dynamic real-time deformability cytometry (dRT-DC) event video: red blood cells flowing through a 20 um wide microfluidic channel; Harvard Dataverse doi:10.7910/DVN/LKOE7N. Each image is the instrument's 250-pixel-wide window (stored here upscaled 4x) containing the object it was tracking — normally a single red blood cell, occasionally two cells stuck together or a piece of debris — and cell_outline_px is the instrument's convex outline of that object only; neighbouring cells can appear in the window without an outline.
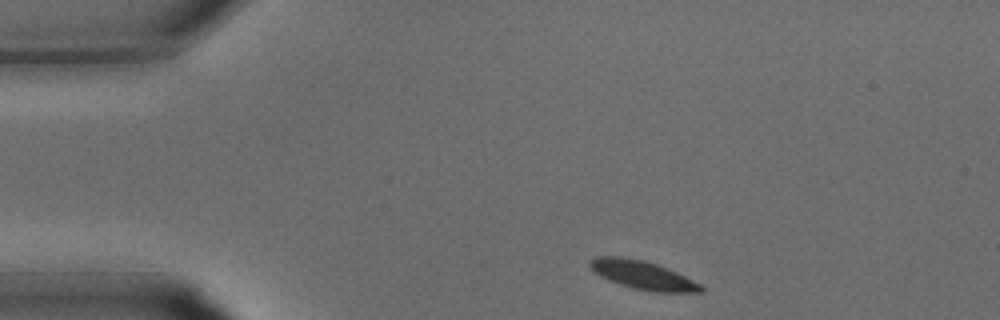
{"species": "common noctule bat (a hibernating species)", "species_latin": "Nyctalus noctula", "temperature_condition": "warm", "stored_images_in_passage": 28, "camera_frame_rate_fps": 3000, "um_per_image_px": 0.085, "animal": {"sex": "male", "body_mass_g": 15.6}, "frame": {"image": 1, "passage_image": 1, "time_ms": 0.0, "image_size_px": [1000, 320], "cell_outline_px": [[704, 292], [656, 292], [632, 288], [608, 280], [600, 276], [588, 264], [588, 260], [596, 256], [620, 256], [644, 260], [668, 268], [700, 284], [704, 288]], "centroid_in_image_um": [54.61, 23.37], "position_along_channel_um": 30.4, "area_um2": 18.38}}
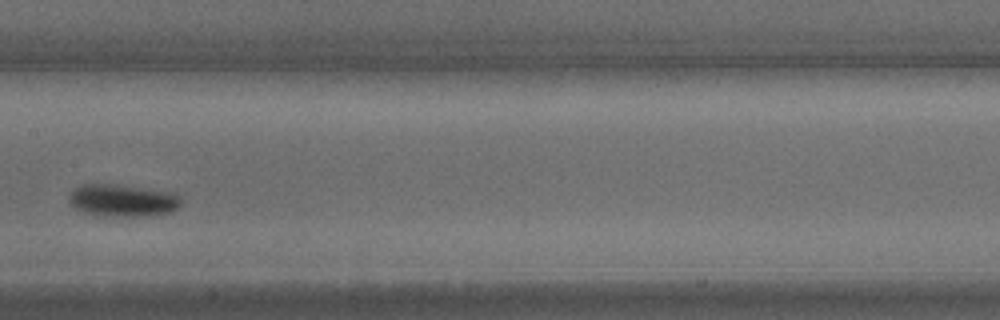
{"frame": {"image": 2, "passage_image": 12, "time_ms": 3.667, "image_size_px": [1000, 320], "cell_outline_px": [[180, 204], [176, 208], [168, 212], [136, 216], [92, 216], [80, 212], [68, 200], [68, 196], [72, 188], [80, 184], [108, 184], [176, 192], [180, 200]], "centroid_in_image_um": [10.32, 17.03], "position_along_channel_um": 197.1, "area_um2": 21.1}}
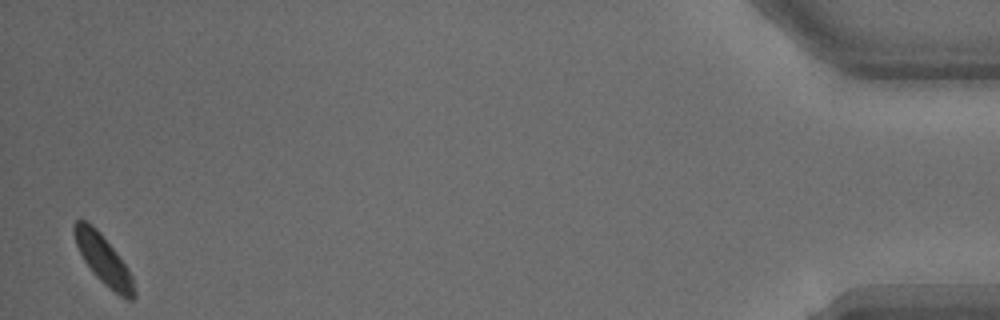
{"frame": {"image": 3, "passage_image": 28, "time_ms": 9.0, "image_size_px": [1000, 320], "cell_outline_px": [[136, 296], [132, 300], [128, 300], [120, 296], [104, 284], [92, 272], [84, 260], [76, 244], [72, 228], [72, 224], [76, 220], [84, 220], [92, 224], [100, 232], [116, 252], [128, 268], [132, 276], [136, 292]], "centroid_in_image_um": [8.79, 22.07], "position_along_channel_um": 426.4, "area_um2": 17.17}}